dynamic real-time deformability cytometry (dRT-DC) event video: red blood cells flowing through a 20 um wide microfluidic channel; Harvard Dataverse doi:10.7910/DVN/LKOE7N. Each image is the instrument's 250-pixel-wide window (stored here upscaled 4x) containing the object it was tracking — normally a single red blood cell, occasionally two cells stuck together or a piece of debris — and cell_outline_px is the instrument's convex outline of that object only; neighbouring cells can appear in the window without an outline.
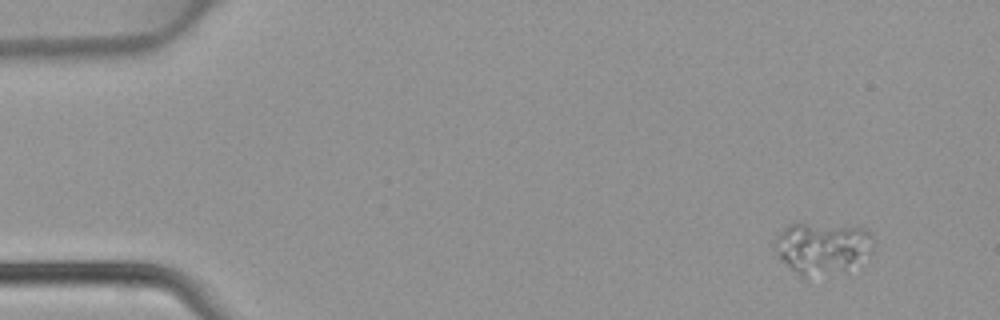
{"species": "common noctule bat (a hibernating species)", "species_latin": "Nyctalus noctula", "temperature_condition": "warm", "stored_images_in_passage": 5, "camera_frame_rate_fps": 3000, "um_per_image_px": 0.085, "animal": {"sex": "female", "body_mass_g": 22.7, "forearm_length_mm": 54.2}, "frame": {"image": 1, "passage_image": 5, "time_ms": 1.333, "image_size_px": [1000, 320], "cell_outline_px": [[872, 252], [844, 268], [804, 280], [772, 248], [772, 244], [776, 236], [788, 224], [804, 224], [864, 228], [872, 236]], "centroid_in_image_um": [69.81, 21.06], "position_along_channel_um": 15.2, "area_um2": 28.67}}